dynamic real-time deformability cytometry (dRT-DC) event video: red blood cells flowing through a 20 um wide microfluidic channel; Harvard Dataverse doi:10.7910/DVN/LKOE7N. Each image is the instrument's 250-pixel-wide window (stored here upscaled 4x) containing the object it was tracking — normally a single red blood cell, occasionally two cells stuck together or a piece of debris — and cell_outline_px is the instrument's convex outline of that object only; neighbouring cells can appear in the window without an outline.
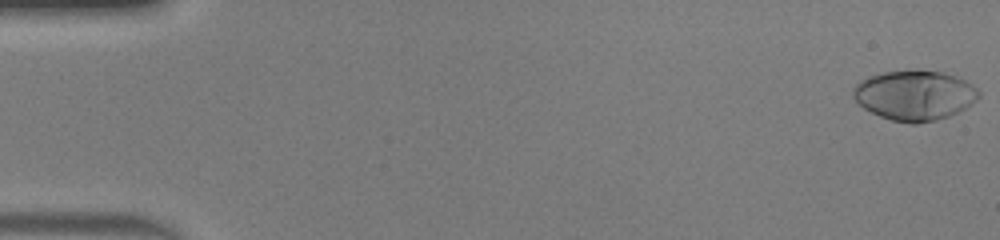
{"species": "human", "species_latin": "Homo sapiens", "temperature_condition": "warm", "stored_images_in_passage": 50, "camera_frame_rate_fps": 3000, "um_per_image_px": 0.085, "donor": {"sex": "male"}, "frame": {"image": 1, "passage_image": 1, "time_ms": 0.0, "image_size_px": [1000, 240], "cell_outline_px": [[980, 96], [972, 104], [948, 116], [936, 120], [916, 124], [912, 124], [892, 120], [880, 116], [864, 108], [852, 96], [852, 88], [860, 80], [868, 76], [884, 72], [940, 72], [956, 76], [972, 84], [980, 92]], "centroid_in_image_um": [77.73, 8.12], "position_along_channel_um": 7.3, "area_um2": 36.01}}
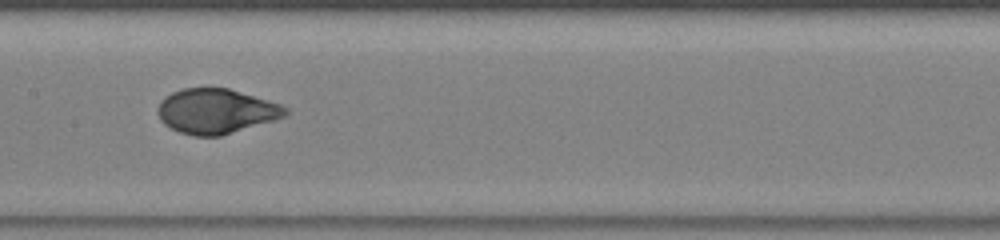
{"frame": {"image": 2, "passage_image": 26, "time_ms": 8.333, "image_size_px": [1000, 240], "cell_outline_px": [[288, 112], [284, 116], [272, 120], [220, 136], [196, 136], [180, 132], [164, 124], [160, 120], [156, 112], [160, 100], [164, 96], [172, 92], [184, 88], [228, 88], [268, 100], [280, 104], [288, 108]], "centroid_in_image_um": [18.31, 9.44], "position_along_channel_um": 189.1, "area_um2": 33.12}}
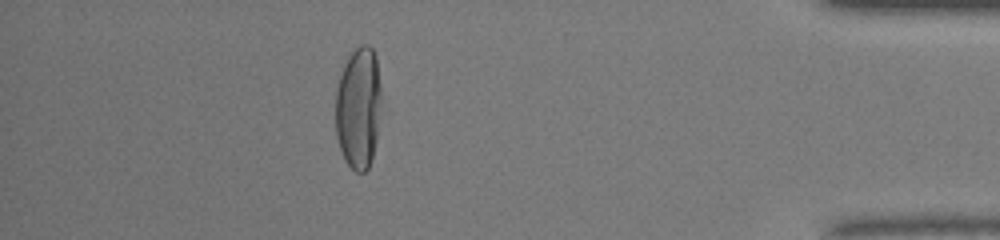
{"frame": {"image": 3, "passage_image": 45, "time_ms": 14.667, "image_size_px": [1000, 240], "cell_outline_px": [[380, 104], [376, 140], [372, 156], [368, 168], [364, 172], [356, 172], [344, 160], [336, 136], [336, 88], [348, 52], [360, 44], [368, 44], [372, 48], [376, 56], [380, 84]], "centroid_in_image_um": [30.45, 9.11], "position_along_channel_um": 404.7, "area_um2": 32.66}, "authors_computed_cell_mechanics": {"area_um2": 34.3621, "velocity_mm_per_s": 4.1292, "shape_relaxation_time_tau1_ms": 3.5741, "shape_relaxation_time_tau2_ms": null, "deformation_change_tau1": 0.2318, "deformation_change_tau2": null}}